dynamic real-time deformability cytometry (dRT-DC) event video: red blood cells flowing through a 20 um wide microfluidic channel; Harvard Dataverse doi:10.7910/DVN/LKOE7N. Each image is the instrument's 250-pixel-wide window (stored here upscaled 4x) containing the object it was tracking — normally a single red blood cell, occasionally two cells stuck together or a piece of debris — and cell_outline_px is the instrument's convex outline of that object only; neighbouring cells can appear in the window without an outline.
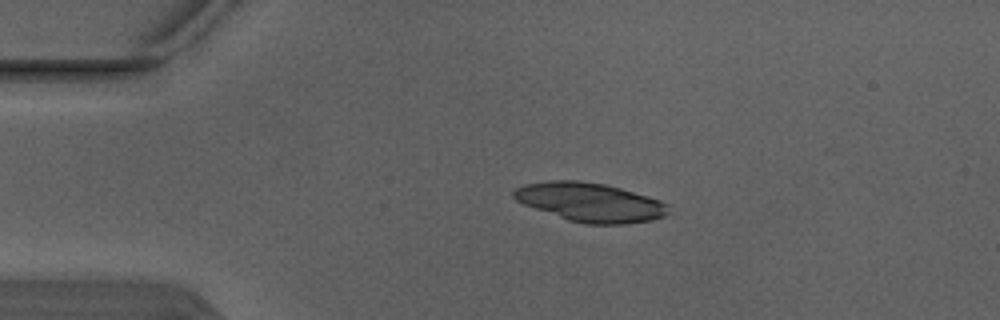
{"species": "Egyptian fruit bat (a non-hibernating species)", "species_latin": "Rousettus aegyptiacus", "temperature_condition": "warm", "stored_images_in_passage": 1, "camera_frame_rate_fps": 3000, "um_per_image_px": 0.085, "animal": {"sex": "male"}, "frame": {"image": 1, "passage_image": 1, "time_ms": 0.0, "image_size_px": [1000, 320], "cell_outline_px": [[672, 212], [664, 216], [652, 220], [624, 224], [584, 224], [568, 220], [524, 204], [516, 200], [512, 196], [512, 192], [516, 188], [524, 184], [548, 180], [580, 180], [604, 184], [620, 188], [648, 196], [660, 200], [668, 204]], "centroid_in_image_um": [50.19, 17.19], "position_along_channel_um": 34.8, "area_um2": 35.2}}